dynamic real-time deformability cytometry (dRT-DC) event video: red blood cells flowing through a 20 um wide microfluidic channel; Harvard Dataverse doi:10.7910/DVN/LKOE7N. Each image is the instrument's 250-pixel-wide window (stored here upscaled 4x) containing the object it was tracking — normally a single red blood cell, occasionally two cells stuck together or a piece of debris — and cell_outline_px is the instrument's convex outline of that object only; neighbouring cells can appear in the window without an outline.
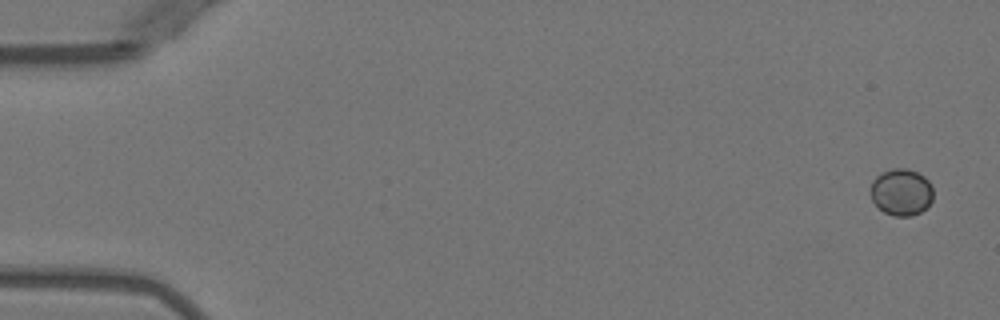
{"species": "Egyptian fruit bat (a non-hibernating species)", "species_latin": "Rousettus aegyptiacus", "temperature_condition": "warm", "stored_images_in_passage": 5, "camera_frame_rate_fps": 3000, "um_per_image_px": 0.085, "animal": {"sex": "female"}, "frame": {"image": 1, "passage_image": 1, "time_ms": 0.0, "image_size_px": [1000, 320], "cell_outline_px": [[932, 200], [920, 212], [912, 216], [896, 216], [884, 212], [872, 200], [872, 180], [880, 172], [892, 168], [908, 168], [924, 176], [928, 180], [932, 188]], "centroid_in_image_um": [76.61, 16.31], "position_along_channel_um": 8.4, "area_um2": 16.94}}
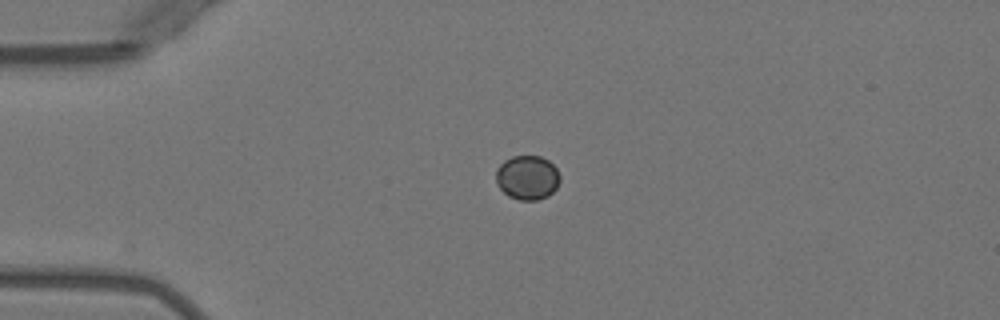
{"frame": {"image": 2, "passage_image": 4, "time_ms": 3.667, "image_size_px": [1000, 320], "cell_outline_px": [[560, 180], [556, 188], [548, 196], [536, 200], [520, 200], [508, 196], [496, 184], [496, 168], [504, 160], [512, 156], [540, 156], [548, 160], [556, 168], [560, 176]], "centroid_in_image_um": [44.81, 15.09], "position_along_channel_um": 40.2, "area_um2": 16.59}}